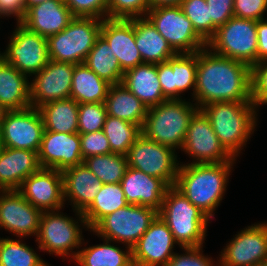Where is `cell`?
Instances as JSON below:
<instances>
[{
	"label": "cell",
	"mask_w": 267,
	"mask_h": 266,
	"mask_svg": "<svg viewBox=\"0 0 267 266\" xmlns=\"http://www.w3.org/2000/svg\"><path fill=\"white\" fill-rule=\"evenodd\" d=\"M212 23L218 28L234 16V0H206Z\"/></svg>",
	"instance_id": "47"
},
{
	"label": "cell",
	"mask_w": 267,
	"mask_h": 266,
	"mask_svg": "<svg viewBox=\"0 0 267 266\" xmlns=\"http://www.w3.org/2000/svg\"><path fill=\"white\" fill-rule=\"evenodd\" d=\"M74 16L107 18L108 0H65Z\"/></svg>",
	"instance_id": "42"
},
{
	"label": "cell",
	"mask_w": 267,
	"mask_h": 266,
	"mask_svg": "<svg viewBox=\"0 0 267 266\" xmlns=\"http://www.w3.org/2000/svg\"><path fill=\"white\" fill-rule=\"evenodd\" d=\"M64 202L72 204V210L83 213L94 201L103 183L85 163L62 171Z\"/></svg>",
	"instance_id": "25"
},
{
	"label": "cell",
	"mask_w": 267,
	"mask_h": 266,
	"mask_svg": "<svg viewBox=\"0 0 267 266\" xmlns=\"http://www.w3.org/2000/svg\"><path fill=\"white\" fill-rule=\"evenodd\" d=\"M9 110L0 103V126Z\"/></svg>",
	"instance_id": "52"
},
{
	"label": "cell",
	"mask_w": 267,
	"mask_h": 266,
	"mask_svg": "<svg viewBox=\"0 0 267 266\" xmlns=\"http://www.w3.org/2000/svg\"><path fill=\"white\" fill-rule=\"evenodd\" d=\"M180 7L195 31L208 42L215 35L217 27L212 23L210 6L206 0H183Z\"/></svg>",
	"instance_id": "39"
},
{
	"label": "cell",
	"mask_w": 267,
	"mask_h": 266,
	"mask_svg": "<svg viewBox=\"0 0 267 266\" xmlns=\"http://www.w3.org/2000/svg\"><path fill=\"white\" fill-rule=\"evenodd\" d=\"M146 17L178 54L196 53L207 46L180 6L150 8Z\"/></svg>",
	"instance_id": "10"
},
{
	"label": "cell",
	"mask_w": 267,
	"mask_h": 266,
	"mask_svg": "<svg viewBox=\"0 0 267 266\" xmlns=\"http://www.w3.org/2000/svg\"><path fill=\"white\" fill-rule=\"evenodd\" d=\"M157 216L158 211L152 207L128 204L103 217L89 231L132 249Z\"/></svg>",
	"instance_id": "8"
},
{
	"label": "cell",
	"mask_w": 267,
	"mask_h": 266,
	"mask_svg": "<svg viewBox=\"0 0 267 266\" xmlns=\"http://www.w3.org/2000/svg\"><path fill=\"white\" fill-rule=\"evenodd\" d=\"M128 204L148 206L159 211L168 185L160 178L128 166L120 181Z\"/></svg>",
	"instance_id": "24"
},
{
	"label": "cell",
	"mask_w": 267,
	"mask_h": 266,
	"mask_svg": "<svg viewBox=\"0 0 267 266\" xmlns=\"http://www.w3.org/2000/svg\"><path fill=\"white\" fill-rule=\"evenodd\" d=\"M40 168L37 152L3 147L0 153V191L18 190L22 182Z\"/></svg>",
	"instance_id": "26"
},
{
	"label": "cell",
	"mask_w": 267,
	"mask_h": 266,
	"mask_svg": "<svg viewBox=\"0 0 267 266\" xmlns=\"http://www.w3.org/2000/svg\"><path fill=\"white\" fill-rule=\"evenodd\" d=\"M103 244L84 247L74 260L79 266H134L132 261V249L126 251L113 246L111 240L102 239Z\"/></svg>",
	"instance_id": "33"
},
{
	"label": "cell",
	"mask_w": 267,
	"mask_h": 266,
	"mask_svg": "<svg viewBox=\"0 0 267 266\" xmlns=\"http://www.w3.org/2000/svg\"><path fill=\"white\" fill-rule=\"evenodd\" d=\"M41 214L17 190L0 191V228L14 236L37 237Z\"/></svg>",
	"instance_id": "18"
},
{
	"label": "cell",
	"mask_w": 267,
	"mask_h": 266,
	"mask_svg": "<svg viewBox=\"0 0 267 266\" xmlns=\"http://www.w3.org/2000/svg\"><path fill=\"white\" fill-rule=\"evenodd\" d=\"M158 79L167 100L182 99L181 93L193 89L195 94L197 52L177 53L166 62L157 64ZM180 95V96H179Z\"/></svg>",
	"instance_id": "21"
},
{
	"label": "cell",
	"mask_w": 267,
	"mask_h": 266,
	"mask_svg": "<svg viewBox=\"0 0 267 266\" xmlns=\"http://www.w3.org/2000/svg\"><path fill=\"white\" fill-rule=\"evenodd\" d=\"M44 130L58 133H78L79 104L74 99L48 102L40 106Z\"/></svg>",
	"instance_id": "32"
},
{
	"label": "cell",
	"mask_w": 267,
	"mask_h": 266,
	"mask_svg": "<svg viewBox=\"0 0 267 266\" xmlns=\"http://www.w3.org/2000/svg\"><path fill=\"white\" fill-rule=\"evenodd\" d=\"M185 154L194 160L192 164L235 162L216 136L210 119L198 109L191 117L182 145Z\"/></svg>",
	"instance_id": "13"
},
{
	"label": "cell",
	"mask_w": 267,
	"mask_h": 266,
	"mask_svg": "<svg viewBox=\"0 0 267 266\" xmlns=\"http://www.w3.org/2000/svg\"><path fill=\"white\" fill-rule=\"evenodd\" d=\"M257 63L267 60V18L256 21Z\"/></svg>",
	"instance_id": "49"
},
{
	"label": "cell",
	"mask_w": 267,
	"mask_h": 266,
	"mask_svg": "<svg viewBox=\"0 0 267 266\" xmlns=\"http://www.w3.org/2000/svg\"><path fill=\"white\" fill-rule=\"evenodd\" d=\"M252 101L258 107L267 105V60L251 68Z\"/></svg>",
	"instance_id": "44"
},
{
	"label": "cell",
	"mask_w": 267,
	"mask_h": 266,
	"mask_svg": "<svg viewBox=\"0 0 267 266\" xmlns=\"http://www.w3.org/2000/svg\"><path fill=\"white\" fill-rule=\"evenodd\" d=\"M110 86L85 63L75 64L70 98L78 104L105 102Z\"/></svg>",
	"instance_id": "30"
},
{
	"label": "cell",
	"mask_w": 267,
	"mask_h": 266,
	"mask_svg": "<svg viewBox=\"0 0 267 266\" xmlns=\"http://www.w3.org/2000/svg\"><path fill=\"white\" fill-rule=\"evenodd\" d=\"M49 1V0H24V9L25 12L32 6L40 4L42 2Z\"/></svg>",
	"instance_id": "51"
},
{
	"label": "cell",
	"mask_w": 267,
	"mask_h": 266,
	"mask_svg": "<svg viewBox=\"0 0 267 266\" xmlns=\"http://www.w3.org/2000/svg\"><path fill=\"white\" fill-rule=\"evenodd\" d=\"M203 246L182 248L185 253H175L167 266H215L212 258L203 255Z\"/></svg>",
	"instance_id": "45"
},
{
	"label": "cell",
	"mask_w": 267,
	"mask_h": 266,
	"mask_svg": "<svg viewBox=\"0 0 267 266\" xmlns=\"http://www.w3.org/2000/svg\"><path fill=\"white\" fill-rule=\"evenodd\" d=\"M197 110L195 103L185 99H170L148 108L142 135L175 151L181 150L189 121Z\"/></svg>",
	"instance_id": "5"
},
{
	"label": "cell",
	"mask_w": 267,
	"mask_h": 266,
	"mask_svg": "<svg viewBox=\"0 0 267 266\" xmlns=\"http://www.w3.org/2000/svg\"><path fill=\"white\" fill-rule=\"evenodd\" d=\"M214 53L253 67L257 64L256 21L233 16L207 42Z\"/></svg>",
	"instance_id": "9"
},
{
	"label": "cell",
	"mask_w": 267,
	"mask_h": 266,
	"mask_svg": "<svg viewBox=\"0 0 267 266\" xmlns=\"http://www.w3.org/2000/svg\"><path fill=\"white\" fill-rule=\"evenodd\" d=\"M35 208L57 211L64 206L62 172L40 168L29 175L17 190Z\"/></svg>",
	"instance_id": "19"
},
{
	"label": "cell",
	"mask_w": 267,
	"mask_h": 266,
	"mask_svg": "<svg viewBox=\"0 0 267 266\" xmlns=\"http://www.w3.org/2000/svg\"><path fill=\"white\" fill-rule=\"evenodd\" d=\"M183 0H149L150 8L180 6Z\"/></svg>",
	"instance_id": "50"
},
{
	"label": "cell",
	"mask_w": 267,
	"mask_h": 266,
	"mask_svg": "<svg viewBox=\"0 0 267 266\" xmlns=\"http://www.w3.org/2000/svg\"><path fill=\"white\" fill-rule=\"evenodd\" d=\"M235 162L180 164L174 186L204 214L212 219L213 213L226 192L228 177Z\"/></svg>",
	"instance_id": "2"
},
{
	"label": "cell",
	"mask_w": 267,
	"mask_h": 266,
	"mask_svg": "<svg viewBox=\"0 0 267 266\" xmlns=\"http://www.w3.org/2000/svg\"><path fill=\"white\" fill-rule=\"evenodd\" d=\"M38 159L41 168L61 172L83 163L80 134L44 130Z\"/></svg>",
	"instance_id": "20"
},
{
	"label": "cell",
	"mask_w": 267,
	"mask_h": 266,
	"mask_svg": "<svg viewBox=\"0 0 267 266\" xmlns=\"http://www.w3.org/2000/svg\"><path fill=\"white\" fill-rule=\"evenodd\" d=\"M141 135L130 147L127 154L128 166L148 175L162 179L173 186L178 175L177 152Z\"/></svg>",
	"instance_id": "11"
},
{
	"label": "cell",
	"mask_w": 267,
	"mask_h": 266,
	"mask_svg": "<svg viewBox=\"0 0 267 266\" xmlns=\"http://www.w3.org/2000/svg\"><path fill=\"white\" fill-rule=\"evenodd\" d=\"M0 56V103L9 111L29 108L30 82Z\"/></svg>",
	"instance_id": "29"
},
{
	"label": "cell",
	"mask_w": 267,
	"mask_h": 266,
	"mask_svg": "<svg viewBox=\"0 0 267 266\" xmlns=\"http://www.w3.org/2000/svg\"><path fill=\"white\" fill-rule=\"evenodd\" d=\"M122 83L142 103L151 108L166 101L158 79L157 64L142 63L124 72Z\"/></svg>",
	"instance_id": "27"
},
{
	"label": "cell",
	"mask_w": 267,
	"mask_h": 266,
	"mask_svg": "<svg viewBox=\"0 0 267 266\" xmlns=\"http://www.w3.org/2000/svg\"><path fill=\"white\" fill-rule=\"evenodd\" d=\"M259 266H267V260H265L264 262H262Z\"/></svg>",
	"instance_id": "54"
},
{
	"label": "cell",
	"mask_w": 267,
	"mask_h": 266,
	"mask_svg": "<svg viewBox=\"0 0 267 266\" xmlns=\"http://www.w3.org/2000/svg\"><path fill=\"white\" fill-rule=\"evenodd\" d=\"M106 116L105 102L79 104L78 133L86 134L102 130Z\"/></svg>",
	"instance_id": "40"
},
{
	"label": "cell",
	"mask_w": 267,
	"mask_h": 266,
	"mask_svg": "<svg viewBox=\"0 0 267 266\" xmlns=\"http://www.w3.org/2000/svg\"><path fill=\"white\" fill-rule=\"evenodd\" d=\"M100 35L108 42L125 72L143 63L135 41L134 18L103 19Z\"/></svg>",
	"instance_id": "22"
},
{
	"label": "cell",
	"mask_w": 267,
	"mask_h": 266,
	"mask_svg": "<svg viewBox=\"0 0 267 266\" xmlns=\"http://www.w3.org/2000/svg\"><path fill=\"white\" fill-rule=\"evenodd\" d=\"M128 203L120 183L103 184L92 204L82 213L88 229H92L103 217Z\"/></svg>",
	"instance_id": "35"
},
{
	"label": "cell",
	"mask_w": 267,
	"mask_h": 266,
	"mask_svg": "<svg viewBox=\"0 0 267 266\" xmlns=\"http://www.w3.org/2000/svg\"><path fill=\"white\" fill-rule=\"evenodd\" d=\"M257 108L253 101H239L213 102L201 110L210 119L220 143L236 159L255 131Z\"/></svg>",
	"instance_id": "3"
},
{
	"label": "cell",
	"mask_w": 267,
	"mask_h": 266,
	"mask_svg": "<svg viewBox=\"0 0 267 266\" xmlns=\"http://www.w3.org/2000/svg\"><path fill=\"white\" fill-rule=\"evenodd\" d=\"M158 215L180 248L203 246L210 219L174 185L166 190Z\"/></svg>",
	"instance_id": "4"
},
{
	"label": "cell",
	"mask_w": 267,
	"mask_h": 266,
	"mask_svg": "<svg viewBox=\"0 0 267 266\" xmlns=\"http://www.w3.org/2000/svg\"><path fill=\"white\" fill-rule=\"evenodd\" d=\"M84 63L101 79L111 85L122 83L124 71L121 69L108 42L101 35L96 39Z\"/></svg>",
	"instance_id": "34"
},
{
	"label": "cell",
	"mask_w": 267,
	"mask_h": 266,
	"mask_svg": "<svg viewBox=\"0 0 267 266\" xmlns=\"http://www.w3.org/2000/svg\"><path fill=\"white\" fill-rule=\"evenodd\" d=\"M112 153L127 155L133 143L142 135V126L110 115L103 125Z\"/></svg>",
	"instance_id": "36"
},
{
	"label": "cell",
	"mask_w": 267,
	"mask_h": 266,
	"mask_svg": "<svg viewBox=\"0 0 267 266\" xmlns=\"http://www.w3.org/2000/svg\"><path fill=\"white\" fill-rule=\"evenodd\" d=\"M2 149H3V142H2V139H1V136H0V153H1Z\"/></svg>",
	"instance_id": "53"
},
{
	"label": "cell",
	"mask_w": 267,
	"mask_h": 266,
	"mask_svg": "<svg viewBox=\"0 0 267 266\" xmlns=\"http://www.w3.org/2000/svg\"><path fill=\"white\" fill-rule=\"evenodd\" d=\"M19 240L0 237V266H49L32 247Z\"/></svg>",
	"instance_id": "38"
},
{
	"label": "cell",
	"mask_w": 267,
	"mask_h": 266,
	"mask_svg": "<svg viewBox=\"0 0 267 266\" xmlns=\"http://www.w3.org/2000/svg\"><path fill=\"white\" fill-rule=\"evenodd\" d=\"M74 17L65 0H49L30 7L20 23L48 38L64 30Z\"/></svg>",
	"instance_id": "23"
},
{
	"label": "cell",
	"mask_w": 267,
	"mask_h": 266,
	"mask_svg": "<svg viewBox=\"0 0 267 266\" xmlns=\"http://www.w3.org/2000/svg\"><path fill=\"white\" fill-rule=\"evenodd\" d=\"M44 123L38 108L8 111L0 126L3 147L26 149L38 153Z\"/></svg>",
	"instance_id": "14"
},
{
	"label": "cell",
	"mask_w": 267,
	"mask_h": 266,
	"mask_svg": "<svg viewBox=\"0 0 267 266\" xmlns=\"http://www.w3.org/2000/svg\"><path fill=\"white\" fill-rule=\"evenodd\" d=\"M193 100L198 109L213 102L252 101L251 67L207 46L200 49Z\"/></svg>",
	"instance_id": "1"
},
{
	"label": "cell",
	"mask_w": 267,
	"mask_h": 266,
	"mask_svg": "<svg viewBox=\"0 0 267 266\" xmlns=\"http://www.w3.org/2000/svg\"><path fill=\"white\" fill-rule=\"evenodd\" d=\"M59 211L42 212L35 241L39 244L38 249L42 251L62 256L63 259L65 256H71L75 260L78 252L72 249L82 247L84 242L82 227L88 230V226L82 213L75 211L78 220L61 214ZM78 223L82 226L81 228Z\"/></svg>",
	"instance_id": "6"
},
{
	"label": "cell",
	"mask_w": 267,
	"mask_h": 266,
	"mask_svg": "<svg viewBox=\"0 0 267 266\" xmlns=\"http://www.w3.org/2000/svg\"><path fill=\"white\" fill-rule=\"evenodd\" d=\"M134 30L143 63H163L177 54L147 17L134 18Z\"/></svg>",
	"instance_id": "28"
},
{
	"label": "cell",
	"mask_w": 267,
	"mask_h": 266,
	"mask_svg": "<svg viewBox=\"0 0 267 266\" xmlns=\"http://www.w3.org/2000/svg\"><path fill=\"white\" fill-rule=\"evenodd\" d=\"M24 0H0V17H16L17 23L25 16Z\"/></svg>",
	"instance_id": "48"
},
{
	"label": "cell",
	"mask_w": 267,
	"mask_h": 266,
	"mask_svg": "<svg viewBox=\"0 0 267 266\" xmlns=\"http://www.w3.org/2000/svg\"><path fill=\"white\" fill-rule=\"evenodd\" d=\"M102 23L99 18L75 16L64 30L47 38L50 60L84 63L100 36Z\"/></svg>",
	"instance_id": "7"
},
{
	"label": "cell",
	"mask_w": 267,
	"mask_h": 266,
	"mask_svg": "<svg viewBox=\"0 0 267 266\" xmlns=\"http://www.w3.org/2000/svg\"><path fill=\"white\" fill-rule=\"evenodd\" d=\"M107 115L143 125L148 108L123 83L109 87L105 100Z\"/></svg>",
	"instance_id": "31"
},
{
	"label": "cell",
	"mask_w": 267,
	"mask_h": 266,
	"mask_svg": "<svg viewBox=\"0 0 267 266\" xmlns=\"http://www.w3.org/2000/svg\"><path fill=\"white\" fill-rule=\"evenodd\" d=\"M83 160L89 156L110 154L109 141L103 130L80 134Z\"/></svg>",
	"instance_id": "43"
},
{
	"label": "cell",
	"mask_w": 267,
	"mask_h": 266,
	"mask_svg": "<svg viewBox=\"0 0 267 266\" xmlns=\"http://www.w3.org/2000/svg\"><path fill=\"white\" fill-rule=\"evenodd\" d=\"M0 56L30 78L49 63L47 38L18 22L5 52H0Z\"/></svg>",
	"instance_id": "12"
},
{
	"label": "cell",
	"mask_w": 267,
	"mask_h": 266,
	"mask_svg": "<svg viewBox=\"0 0 267 266\" xmlns=\"http://www.w3.org/2000/svg\"><path fill=\"white\" fill-rule=\"evenodd\" d=\"M149 9V0H108L107 18L131 19L146 17Z\"/></svg>",
	"instance_id": "41"
},
{
	"label": "cell",
	"mask_w": 267,
	"mask_h": 266,
	"mask_svg": "<svg viewBox=\"0 0 267 266\" xmlns=\"http://www.w3.org/2000/svg\"><path fill=\"white\" fill-rule=\"evenodd\" d=\"M74 66V63L49 60L29 84L31 106L39 108L48 102L69 99Z\"/></svg>",
	"instance_id": "16"
},
{
	"label": "cell",
	"mask_w": 267,
	"mask_h": 266,
	"mask_svg": "<svg viewBox=\"0 0 267 266\" xmlns=\"http://www.w3.org/2000/svg\"><path fill=\"white\" fill-rule=\"evenodd\" d=\"M83 162L103 184L120 183L128 168L127 155L119 153L89 156Z\"/></svg>",
	"instance_id": "37"
},
{
	"label": "cell",
	"mask_w": 267,
	"mask_h": 266,
	"mask_svg": "<svg viewBox=\"0 0 267 266\" xmlns=\"http://www.w3.org/2000/svg\"><path fill=\"white\" fill-rule=\"evenodd\" d=\"M267 260V222L238 232L221 251L218 266H259Z\"/></svg>",
	"instance_id": "15"
},
{
	"label": "cell",
	"mask_w": 267,
	"mask_h": 266,
	"mask_svg": "<svg viewBox=\"0 0 267 266\" xmlns=\"http://www.w3.org/2000/svg\"><path fill=\"white\" fill-rule=\"evenodd\" d=\"M234 16L254 21L263 20L267 0H234Z\"/></svg>",
	"instance_id": "46"
},
{
	"label": "cell",
	"mask_w": 267,
	"mask_h": 266,
	"mask_svg": "<svg viewBox=\"0 0 267 266\" xmlns=\"http://www.w3.org/2000/svg\"><path fill=\"white\" fill-rule=\"evenodd\" d=\"M178 244L167 224L158 215L132 248L134 266H167Z\"/></svg>",
	"instance_id": "17"
}]
</instances>
